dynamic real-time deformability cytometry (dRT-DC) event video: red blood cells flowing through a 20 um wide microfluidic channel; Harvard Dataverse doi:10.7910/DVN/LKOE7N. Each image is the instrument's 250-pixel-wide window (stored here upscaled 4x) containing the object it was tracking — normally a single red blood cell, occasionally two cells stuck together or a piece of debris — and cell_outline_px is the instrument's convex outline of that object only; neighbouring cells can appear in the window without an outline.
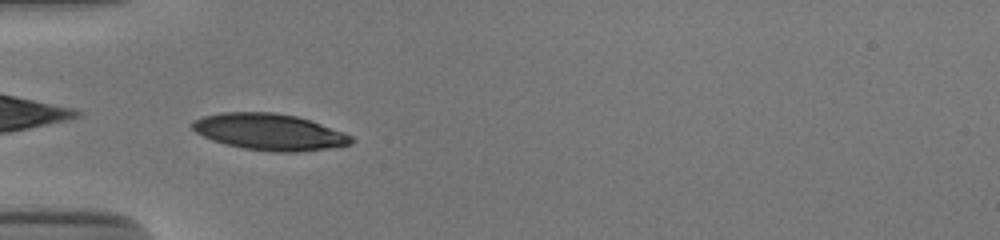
{"species": "human", "species_latin": "Homo sapiens", "temperature_condition": "cold", "stored_images_in_passage": 37, "camera_frame_rate_fps": 3000, "um_per_image_px": 0.085, "donor": {"sex": "male"}, "frame": {"image": 1, "passage_image": 1, "time_ms": 0.0, "image_size_px": [1000, 240], "cell_outline_px": [[356, 140], [352, 144], [328, 148], [300, 152], [272, 152], [244, 148], [224, 144], [212, 140], [196, 132], [192, 128], [192, 120], [204, 116], [220, 112], [272, 112], [296, 116], [344, 132], [352, 136]], "centroid_in_image_um": [22.9, 11.22], "position_along_channel_um": 62.1, "area_um2": 33.76}}
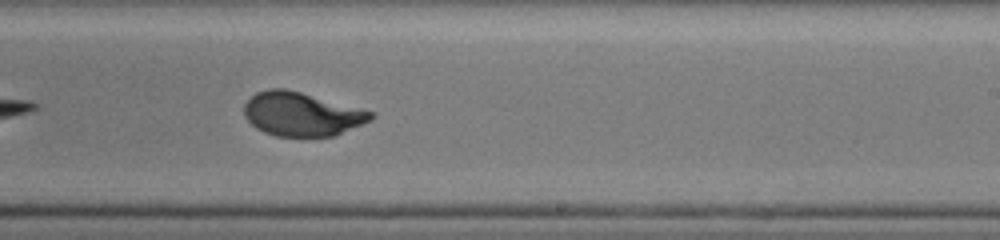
{"frame": {"image": 2, "passage_image": 17, "time_ms": 5.333, "image_size_px": [1000, 240], "cell_outline_px": [[376, 116], [372, 120], [336, 136], [276, 136], [264, 132], [256, 128], [244, 116], [244, 104], [256, 92], [268, 88], [284, 88], [300, 92], [376, 112]], "centroid_in_image_um": [25.67, 9.7], "position_along_channel_um": 263.3, "area_um2": 32.48}}
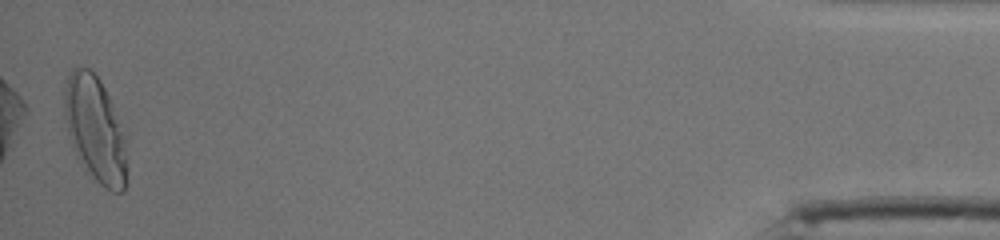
{"frame": {"image": 3, "passage_image": 36, "time_ms": 11.667, "image_size_px": [1000, 240], "cell_outline_px": [[124, 192], [112, 192], [104, 188], [84, 172], [76, 156], [68, 132], [64, 116], [64, 88], [68, 76], [72, 68], [88, 68], [100, 80], [108, 96], [124, 136]], "centroid_in_image_um": [8.03, 11.01], "position_along_channel_um": 427.2, "area_um2": 37.8}, "authors_computed_cell_mechanics": {"area_um2": 33.4662, "velocity_mm_per_s": 3.8659, "shape_relaxation_time_tau1_ms": 3.7901, "shape_relaxation_time_tau2_ms": null, "deformation_change_tau1": 0.1908, "deformation_change_tau2": null}}